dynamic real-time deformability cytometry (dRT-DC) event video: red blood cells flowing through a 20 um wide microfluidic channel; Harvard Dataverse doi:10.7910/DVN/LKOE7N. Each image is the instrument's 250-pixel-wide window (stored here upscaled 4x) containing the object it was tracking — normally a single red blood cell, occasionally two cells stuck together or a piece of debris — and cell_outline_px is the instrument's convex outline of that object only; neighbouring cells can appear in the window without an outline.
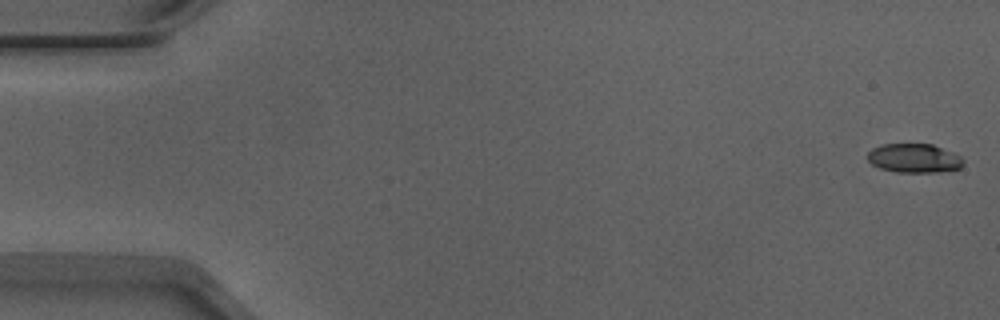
{"species": "Egyptian fruit bat (a non-hibernating species)", "species_latin": "Rousettus aegyptiacus", "temperature_condition": "warm", "stored_images_in_passage": 12, "camera_frame_rate_fps": 3000, "um_per_image_px": 0.085, "animal": {"sex": "male"}, "frame": {"image": 1, "passage_image": 1, "time_ms": 0.0, "image_size_px": [1000, 320], "cell_outline_px": [[964, 164], [960, 168], [936, 172], [896, 172], [880, 168], [872, 164], [868, 160], [868, 152], [872, 148], [880, 144], [932, 144], [952, 152], [960, 156], [964, 160]], "centroid_in_image_um": [77.69, 13.44], "position_along_channel_um": 7.3, "area_um2": 16.18}}